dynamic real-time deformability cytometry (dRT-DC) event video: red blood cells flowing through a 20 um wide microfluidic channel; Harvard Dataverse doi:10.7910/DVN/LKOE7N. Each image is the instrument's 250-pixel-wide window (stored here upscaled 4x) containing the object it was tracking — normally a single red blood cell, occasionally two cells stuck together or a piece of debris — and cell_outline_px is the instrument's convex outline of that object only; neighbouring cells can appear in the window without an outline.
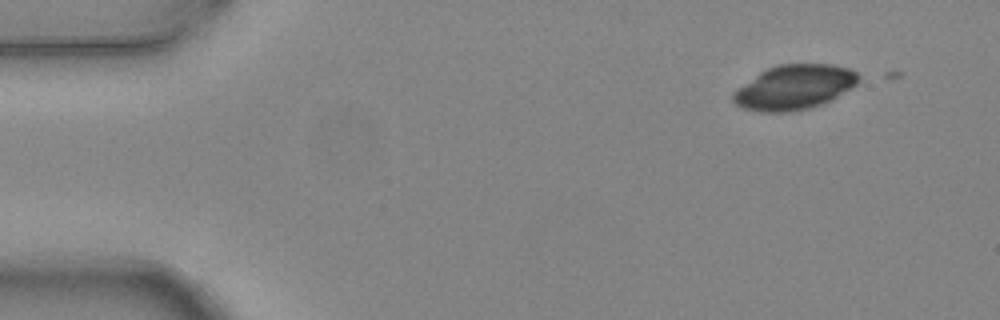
{"species": "common noctule bat (a hibernating species)", "species_latin": "Nyctalus noctula", "temperature_condition": "warm", "stored_images_in_passage": 2, "camera_frame_rate_fps": 3000, "um_per_image_px": 0.085, "animal": {"sex": "female", "body_mass_g": 24.6, "forearm_length_mm": 56.2}, "frame": {"image": 1, "passage_image": 1, "time_ms": 0.0, "image_size_px": [1000, 320], "cell_outline_px": [[860, 80], [852, 88], [820, 104], [808, 108], [792, 112], [760, 112], [744, 108], [736, 104], [732, 100], [732, 92], [760, 72], [776, 64], [832, 64], [848, 68], [856, 72], [860, 76]], "centroid_in_image_um": [67.5, 7.41], "position_along_channel_um": 17.5, "area_um2": 32.48}}